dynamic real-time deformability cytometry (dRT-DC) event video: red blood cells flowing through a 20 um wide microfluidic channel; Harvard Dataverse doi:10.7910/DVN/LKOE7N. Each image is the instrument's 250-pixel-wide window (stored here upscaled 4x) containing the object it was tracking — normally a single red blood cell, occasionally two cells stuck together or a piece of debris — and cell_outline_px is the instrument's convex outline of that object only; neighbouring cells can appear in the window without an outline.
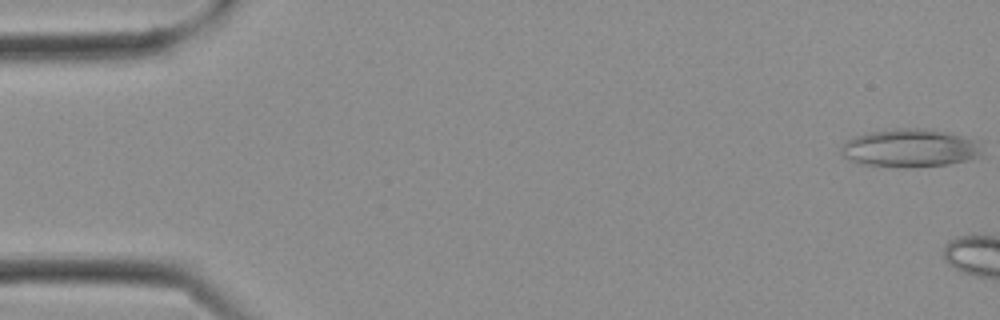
{"species": "Egyptian fruit bat (a non-hibernating species)", "species_latin": "Rousettus aegyptiacus", "temperature_condition": "cold", "stored_images_in_passage": 4, "camera_frame_rate_fps": 3000, "um_per_image_px": 0.085, "frame": {"image": 1, "passage_image": 1, "time_ms": 0.0, "image_size_px": [1000, 320], "cell_outline_px": [[984, 156], [968, 160], [948, 164], [912, 168], [904, 168], [864, 164], [852, 160], [844, 156], [840, 152], [840, 148], [852, 136], [868, 132], [892, 128], [932, 128], [948, 132], [976, 140]], "centroid_in_image_um": [77.37, 12.58], "position_along_channel_um": 7.6, "area_um2": 31.73}}